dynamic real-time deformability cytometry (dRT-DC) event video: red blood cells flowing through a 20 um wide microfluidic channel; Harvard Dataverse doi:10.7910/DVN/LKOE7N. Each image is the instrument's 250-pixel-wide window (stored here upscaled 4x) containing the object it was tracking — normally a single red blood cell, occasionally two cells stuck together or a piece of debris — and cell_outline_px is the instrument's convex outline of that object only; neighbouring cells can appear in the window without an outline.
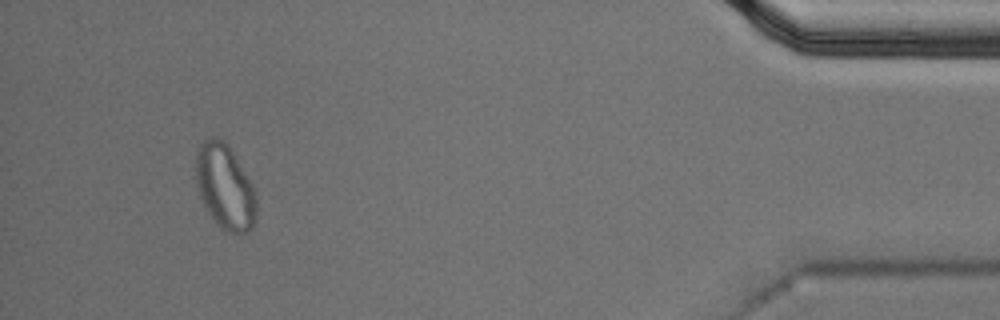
{"species": "Egyptian fruit bat (a non-hibernating species)", "species_latin": "Rousettus aegyptiacus", "temperature_condition": "cold", "stored_images_in_passage": 56, "segment_of_instrument_passage": [2, 2], "camera_frame_rate_fps": 3000, "um_per_image_px": 0.085, "animal": {"sex": "male"}, "frame": {"image": 1, "passage_image": 53, "time_ms": 17.333, "image_size_px": [1000, 320], "cell_outline_px": [[256, 220], [252, 228], [248, 232], [236, 236], [224, 232], [212, 220], [200, 196], [196, 184], [196, 152], [200, 144], [208, 136], [216, 136], [224, 140], [228, 144], [252, 184], [256, 192]], "centroid_in_image_um": [19.13, 15.92], "position_along_channel_um": 416.1, "area_um2": 30.63}}